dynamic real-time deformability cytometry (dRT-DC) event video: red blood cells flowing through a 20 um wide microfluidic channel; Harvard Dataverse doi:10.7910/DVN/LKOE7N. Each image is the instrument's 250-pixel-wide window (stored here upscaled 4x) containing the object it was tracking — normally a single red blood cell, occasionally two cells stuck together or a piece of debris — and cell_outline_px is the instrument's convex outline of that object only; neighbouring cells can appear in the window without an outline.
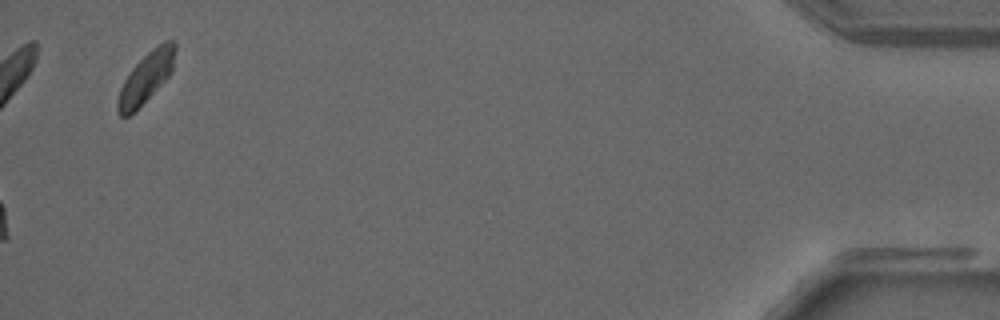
{"species": "common noctule bat (a hibernating species)", "species_latin": "Nyctalus noctula", "temperature_condition": "warm", "stored_images_in_passage": 39, "camera_frame_rate_fps": 3000, "um_per_image_px": 0.085, "animal": {"sex": "male", "forearm_length_mm": 52.5}, "frame": {"image": 1, "passage_image": 39, "time_ms": 12.667, "image_size_px": [1000, 320], "cell_outline_px": [[176, 48], [172, 72], [128, 116], [120, 116], [116, 108], [116, 100], [120, 88], [124, 80], [132, 68], [148, 52], [164, 40], [176, 40]], "centroid_in_image_um": [12.41, 6.54], "position_along_channel_um": 422.8, "area_um2": 16.42}}